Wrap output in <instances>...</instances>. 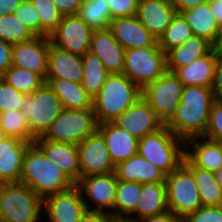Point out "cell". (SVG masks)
Returning a JSON list of instances; mask_svg holds the SVG:
<instances>
[{
  "mask_svg": "<svg viewBox=\"0 0 222 222\" xmlns=\"http://www.w3.org/2000/svg\"><path fill=\"white\" fill-rule=\"evenodd\" d=\"M137 222H180V220L171 211L167 210Z\"/></svg>",
  "mask_w": 222,
  "mask_h": 222,
  "instance_id": "cell-50",
  "label": "cell"
},
{
  "mask_svg": "<svg viewBox=\"0 0 222 222\" xmlns=\"http://www.w3.org/2000/svg\"><path fill=\"white\" fill-rule=\"evenodd\" d=\"M0 127L5 137L17 138L34 143L26 118L21 111L12 110L0 113Z\"/></svg>",
  "mask_w": 222,
  "mask_h": 222,
  "instance_id": "cell-37",
  "label": "cell"
},
{
  "mask_svg": "<svg viewBox=\"0 0 222 222\" xmlns=\"http://www.w3.org/2000/svg\"><path fill=\"white\" fill-rule=\"evenodd\" d=\"M93 108L63 109L42 136L44 140L79 144L97 130Z\"/></svg>",
  "mask_w": 222,
  "mask_h": 222,
  "instance_id": "cell-7",
  "label": "cell"
},
{
  "mask_svg": "<svg viewBox=\"0 0 222 222\" xmlns=\"http://www.w3.org/2000/svg\"><path fill=\"white\" fill-rule=\"evenodd\" d=\"M165 184L168 210L179 220L202 206L193 174L183 164L166 175Z\"/></svg>",
  "mask_w": 222,
  "mask_h": 222,
  "instance_id": "cell-8",
  "label": "cell"
},
{
  "mask_svg": "<svg viewBox=\"0 0 222 222\" xmlns=\"http://www.w3.org/2000/svg\"><path fill=\"white\" fill-rule=\"evenodd\" d=\"M215 176L216 180L218 181L219 185L222 188V167L217 172H215Z\"/></svg>",
  "mask_w": 222,
  "mask_h": 222,
  "instance_id": "cell-54",
  "label": "cell"
},
{
  "mask_svg": "<svg viewBox=\"0 0 222 222\" xmlns=\"http://www.w3.org/2000/svg\"><path fill=\"white\" fill-rule=\"evenodd\" d=\"M79 222H116L109 214L86 210Z\"/></svg>",
  "mask_w": 222,
  "mask_h": 222,
  "instance_id": "cell-48",
  "label": "cell"
},
{
  "mask_svg": "<svg viewBox=\"0 0 222 222\" xmlns=\"http://www.w3.org/2000/svg\"><path fill=\"white\" fill-rule=\"evenodd\" d=\"M79 154L80 177L106 174L115 171L108 148L102 134L96 130L77 144Z\"/></svg>",
  "mask_w": 222,
  "mask_h": 222,
  "instance_id": "cell-14",
  "label": "cell"
},
{
  "mask_svg": "<svg viewBox=\"0 0 222 222\" xmlns=\"http://www.w3.org/2000/svg\"><path fill=\"white\" fill-rule=\"evenodd\" d=\"M180 13L191 27L194 36L204 38L210 43L213 42L219 23L208 1Z\"/></svg>",
  "mask_w": 222,
  "mask_h": 222,
  "instance_id": "cell-31",
  "label": "cell"
},
{
  "mask_svg": "<svg viewBox=\"0 0 222 222\" xmlns=\"http://www.w3.org/2000/svg\"><path fill=\"white\" fill-rule=\"evenodd\" d=\"M97 130L105 139L109 157L114 166L137 154L139 139L114 122L99 124Z\"/></svg>",
  "mask_w": 222,
  "mask_h": 222,
  "instance_id": "cell-20",
  "label": "cell"
},
{
  "mask_svg": "<svg viewBox=\"0 0 222 222\" xmlns=\"http://www.w3.org/2000/svg\"><path fill=\"white\" fill-rule=\"evenodd\" d=\"M33 37L35 35L32 31L22 24L13 13L0 16V39L2 41L14 45Z\"/></svg>",
  "mask_w": 222,
  "mask_h": 222,
  "instance_id": "cell-38",
  "label": "cell"
},
{
  "mask_svg": "<svg viewBox=\"0 0 222 222\" xmlns=\"http://www.w3.org/2000/svg\"><path fill=\"white\" fill-rule=\"evenodd\" d=\"M19 183L31 187L42 199L74 185L35 143H31L24 154Z\"/></svg>",
  "mask_w": 222,
  "mask_h": 222,
  "instance_id": "cell-2",
  "label": "cell"
},
{
  "mask_svg": "<svg viewBox=\"0 0 222 222\" xmlns=\"http://www.w3.org/2000/svg\"><path fill=\"white\" fill-rule=\"evenodd\" d=\"M183 165L193 174L202 206L222 205V188L215 173L194 166L186 157Z\"/></svg>",
  "mask_w": 222,
  "mask_h": 222,
  "instance_id": "cell-30",
  "label": "cell"
},
{
  "mask_svg": "<svg viewBox=\"0 0 222 222\" xmlns=\"http://www.w3.org/2000/svg\"><path fill=\"white\" fill-rule=\"evenodd\" d=\"M113 122L138 139L165 125L142 96Z\"/></svg>",
  "mask_w": 222,
  "mask_h": 222,
  "instance_id": "cell-15",
  "label": "cell"
},
{
  "mask_svg": "<svg viewBox=\"0 0 222 222\" xmlns=\"http://www.w3.org/2000/svg\"><path fill=\"white\" fill-rule=\"evenodd\" d=\"M13 14L16 18L28 27L35 36H41V21L38 10L30 0H22L19 7Z\"/></svg>",
  "mask_w": 222,
  "mask_h": 222,
  "instance_id": "cell-40",
  "label": "cell"
},
{
  "mask_svg": "<svg viewBox=\"0 0 222 222\" xmlns=\"http://www.w3.org/2000/svg\"><path fill=\"white\" fill-rule=\"evenodd\" d=\"M0 78L24 94H32L45 83L39 74L15 66H11Z\"/></svg>",
  "mask_w": 222,
  "mask_h": 222,
  "instance_id": "cell-36",
  "label": "cell"
},
{
  "mask_svg": "<svg viewBox=\"0 0 222 222\" xmlns=\"http://www.w3.org/2000/svg\"><path fill=\"white\" fill-rule=\"evenodd\" d=\"M193 36L191 27L181 13L176 12L168 27L157 40L158 46L167 53L172 48L182 45Z\"/></svg>",
  "mask_w": 222,
  "mask_h": 222,
  "instance_id": "cell-35",
  "label": "cell"
},
{
  "mask_svg": "<svg viewBox=\"0 0 222 222\" xmlns=\"http://www.w3.org/2000/svg\"><path fill=\"white\" fill-rule=\"evenodd\" d=\"M82 64L84 73L81 85L94 98L110 73L106 70L102 61L91 52L82 56Z\"/></svg>",
  "mask_w": 222,
  "mask_h": 222,
  "instance_id": "cell-33",
  "label": "cell"
},
{
  "mask_svg": "<svg viewBox=\"0 0 222 222\" xmlns=\"http://www.w3.org/2000/svg\"><path fill=\"white\" fill-rule=\"evenodd\" d=\"M211 50L209 41L193 35L182 45L172 48L166 53V70L173 72L175 69L191 64L196 59L207 55Z\"/></svg>",
  "mask_w": 222,
  "mask_h": 222,
  "instance_id": "cell-29",
  "label": "cell"
},
{
  "mask_svg": "<svg viewBox=\"0 0 222 222\" xmlns=\"http://www.w3.org/2000/svg\"><path fill=\"white\" fill-rule=\"evenodd\" d=\"M216 65V53L211 50L207 55L173 72L184 86L212 87Z\"/></svg>",
  "mask_w": 222,
  "mask_h": 222,
  "instance_id": "cell-27",
  "label": "cell"
},
{
  "mask_svg": "<svg viewBox=\"0 0 222 222\" xmlns=\"http://www.w3.org/2000/svg\"><path fill=\"white\" fill-rule=\"evenodd\" d=\"M22 0H0V16H5L16 11Z\"/></svg>",
  "mask_w": 222,
  "mask_h": 222,
  "instance_id": "cell-51",
  "label": "cell"
},
{
  "mask_svg": "<svg viewBox=\"0 0 222 222\" xmlns=\"http://www.w3.org/2000/svg\"><path fill=\"white\" fill-rule=\"evenodd\" d=\"M96 55L110 73H123L125 49L113 37L109 29L94 30L90 51Z\"/></svg>",
  "mask_w": 222,
  "mask_h": 222,
  "instance_id": "cell-22",
  "label": "cell"
},
{
  "mask_svg": "<svg viewBox=\"0 0 222 222\" xmlns=\"http://www.w3.org/2000/svg\"><path fill=\"white\" fill-rule=\"evenodd\" d=\"M135 212L125 222H137L168 210L165 182L143 183Z\"/></svg>",
  "mask_w": 222,
  "mask_h": 222,
  "instance_id": "cell-25",
  "label": "cell"
},
{
  "mask_svg": "<svg viewBox=\"0 0 222 222\" xmlns=\"http://www.w3.org/2000/svg\"><path fill=\"white\" fill-rule=\"evenodd\" d=\"M137 153L169 175L183 164L185 140L178 138L164 125L139 139Z\"/></svg>",
  "mask_w": 222,
  "mask_h": 222,
  "instance_id": "cell-4",
  "label": "cell"
},
{
  "mask_svg": "<svg viewBox=\"0 0 222 222\" xmlns=\"http://www.w3.org/2000/svg\"><path fill=\"white\" fill-rule=\"evenodd\" d=\"M166 71V53L159 46L125 50L123 74L141 89Z\"/></svg>",
  "mask_w": 222,
  "mask_h": 222,
  "instance_id": "cell-9",
  "label": "cell"
},
{
  "mask_svg": "<svg viewBox=\"0 0 222 222\" xmlns=\"http://www.w3.org/2000/svg\"><path fill=\"white\" fill-rule=\"evenodd\" d=\"M44 82L58 96L64 109L85 110L93 108V98L82 87L81 83L65 79H44Z\"/></svg>",
  "mask_w": 222,
  "mask_h": 222,
  "instance_id": "cell-28",
  "label": "cell"
},
{
  "mask_svg": "<svg viewBox=\"0 0 222 222\" xmlns=\"http://www.w3.org/2000/svg\"><path fill=\"white\" fill-rule=\"evenodd\" d=\"M211 48L216 54H222V23L219 24Z\"/></svg>",
  "mask_w": 222,
  "mask_h": 222,
  "instance_id": "cell-52",
  "label": "cell"
},
{
  "mask_svg": "<svg viewBox=\"0 0 222 222\" xmlns=\"http://www.w3.org/2000/svg\"><path fill=\"white\" fill-rule=\"evenodd\" d=\"M185 157L194 166L215 173L222 167V143L192 137L185 140Z\"/></svg>",
  "mask_w": 222,
  "mask_h": 222,
  "instance_id": "cell-24",
  "label": "cell"
},
{
  "mask_svg": "<svg viewBox=\"0 0 222 222\" xmlns=\"http://www.w3.org/2000/svg\"><path fill=\"white\" fill-rule=\"evenodd\" d=\"M77 15L93 30L108 29L112 20L107 0H84Z\"/></svg>",
  "mask_w": 222,
  "mask_h": 222,
  "instance_id": "cell-34",
  "label": "cell"
},
{
  "mask_svg": "<svg viewBox=\"0 0 222 222\" xmlns=\"http://www.w3.org/2000/svg\"><path fill=\"white\" fill-rule=\"evenodd\" d=\"M183 88L174 72L166 70L157 80L142 88V97L166 124L180 103Z\"/></svg>",
  "mask_w": 222,
  "mask_h": 222,
  "instance_id": "cell-10",
  "label": "cell"
},
{
  "mask_svg": "<svg viewBox=\"0 0 222 222\" xmlns=\"http://www.w3.org/2000/svg\"><path fill=\"white\" fill-rule=\"evenodd\" d=\"M142 184L139 182L117 181L114 220L125 222L136 210Z\"/></svg>",
  "mask_w": 222,
  "mask_h": 222,
  "instance_id": "cell-32",
  "label": "cell"
},
{
  "mask_svg": "<svg viewBox=\"0 0 222 222\" xmlns=\"http://www.w3.org/2000/svg\"><path fill=\"white\" fill-rule=\"evenodd\" d=\"M142 96V89L123 73L109 74L93 98L97 124L113 122Z\"/></svg>",
  "mask_w": 222,
  "mask_h": 222,
  "instance_id": "cell-3",
  "label": "cell"
},
{
  "mask_svg": "<svg viewBox=\"0 0 222 222\" xmlns=\"http://www.w3.org/2000/svg\"><path fill=\"white\" fill-rule=\"evenodd\" d=\"M5 137L1 127H0V140H2Z\"/></svg>",
  "mask_w": 222,
  "mask_h": 222,
  "instance_id": "cell-55",
  "label": "cell"
},
{
  "mask_svg": "<svg viewBox=\"0 0 222 222\" xmlns=\"http://www.w3.org/2000/svg\"><path fill=\"white\" fill-rule=\"evenodd\" d=\"M94 30L77 14L64 15L57 27L50 33L49 40L71 54L83 56L90 51Z\"/></svg>",
  "mask_w": 222,
  "mask_h": 222,
  "instance_id": "cell-12",
  "label": "cell"
},
{
  "mask_svg": "<svg viewBox=\"0 0 222 222\" xmlns=\"http://www.w3.org/2000/svg\"><path fill=\"white\" fill-rule=\"evenodd\" d=\"M108 29L125 50L158 46L157 39L136 16L112 19Z\"/></svg>",
  "mask_w": 222,
  "mask_h": 222,
  "instance_id": "cell-17",
  "label": "cell"
},
{
  "mask_svg": "<svg viewBox=\"0 0 222 222\" xmlns=\"http://www.w3.org/2000/svg\"><path fill=\"white\" fill-rule=\"evenodd\" d=\"M49 37L35 36L13 45L12 66L27 69L45 79L48 69Z\"/></svg>",
  "mask_w": 222,
  "mask_h": 222,
  "instance_id": "cell-16",
  "label": "cell"
},
{
  "mask_svg": "<svg viewBox=\"0 0 222 222\" xmlns=\"http://www.w3.org/2000/svg\"><path fill=\"white\" fill-rule=\"evenodd\" d=\"M38 10L41 21V36L49 37L62 19V14L57 10L52 0H30Z\"/></svg>",
  "mask_w": 222,
  "mask_h": 222,
  "instance_id": "cell-39",
  "label": "cell"
},
{
  "mask_svg": "<svg viewBox=\"0 0 222 222\" xmlns=\"http://www.w3.org/2000/svg\"><path fill=\"white\" fill-rule=\"evenodd\" d=\"M207 1L208 0H170L171 4L174 6L176 12L178 13L194 8Z\"/></svg>",
  "mask_w": 222,
  "mask_h": 222,
  "instance_id": "cell-49",
  "label": "cell"
},
{
  "mask_svg": "<svg viewBox=\"0 0 222 222\" xmlns=\"http://www.w3.org/2000/svg\"><path fill=\"white\" fill-rule=\"evenodd\" d=\"M209 5L216 20L219 24L222 23V0H208Z\"/></svg>",
  "mask_w": 222,
  "mask_h": 222,
  "instance_id": "cell-53",
  "label": "cell"
},
{
  "mask_svg": "<svg viewBox=\"0 0 222 222\" xmlns=\"http://www.w3.org/2000/svg\"><path fill=\"white\" fill-rule=\"evenodd\" d=\"M43 199L22 183L0 184V222H40ZM43 217V218H42Z\"/></svg>",
  "mask_w": 222,
  "mask_h": 222,
  "instance_id": "cell-5",
  "label": "cell"
},
{
  "mask_svg": "<svg viewBox=\"0 0 222 222\" xmlns=\"http://www.w3.org/2000/svg\"><path fill=\"white\" fill-rule=\"evenodd\" d=\"M215 101L211 87L184 86L180 103L165 125L183 140L204 136Z\"/></svg>",
  "mask_w": 222,
  "mask_h": 222,
  "instance_id": "cell-1",
  "label": "cell"
},
{
  "mask_svg": "<svg viewBox=\"0 0 222 222\" xmlns=\"http://www.w3.org/2000/svg\"><path fill=\"white\" fill-rule=\"evenodd\" d=\"M180 222H222V205L201 206L194 213L185 216Z\"/></svg>",
  "mask_w": 222,
  "mask_h": 222,
  "instance_id": "cell-43",
  "label": "cell"
},
{
  "mask_svg": "<svg viewBox=\"0 0 222 222\" xmlns=\"http://www.w3.org/2000/svg\"><path fill=\"white\" fill-rule=\"evenodd\" d=\"M13 45L0 39V77L12 66Z\"/></svg>",
  "mask_w": 222,
  "mask_h": 222,
  "instance_id": "cell-47",
  "label": "cell"
},
{
  "mask_svg": "<svg viewBox=\"0 0 222 222\" xmlns=\"http://www.w3.org/2000/svg\"><path fill=\"white\" fill-rule=\"evenodd\" d=\"M25 95L0 78V113L12 110L20 111Z\"/></svg>",
  "mask_w": 222,
  "mask_h": 222,
  "instance_id": "cell-41",
  "label": "cell"
},
{
  "mask_svg": "<svg viewBox=\"0 0 222 222\" xmlns=\"http://www.w3.org/2000/svg\"><path fill=\"white\" fill-rule=\"evenodd\" d=\"M211 89L215 99L222 101V54H216L214 80Z\"/></svg>",
  "mask_w": 222,
  "mask_h": 222,
  "instance_id": "cell-46",
  "label": "cell"
},
{
  "mask_svg": "<svg viewBox=\"0 0 222 222\" xmlns=\"http://www.w3.org/2000/svg\"><path fill=\"white\" fill-rule=\"evenodd\" d=\"M34 143L43 151L47 159L57 165L74 184L79 181L77 144L52 142L44 140L42 137L36 138Z\"/></svg>",
  "mask_w": 222,
  "mask_h": 222,
  "instance_id": "cell-18",
  "label": "cell"
},
{
  "mask_svg": "<svg viewBox=\"0 0 222 222\" xmlns=\"http://www.w3.org/2000/svg\"><path fill=\"white\" fill-rule=\"evenodd\" d=\"M115 174L118 180L128 182L154 183L165 182L166 175L151 162L138 153L115 166Z\"/></svg>",
  "mask_w": 222,
  "mask_h": 222,
  "instance_id": "cell-26",
  "label": "cell"
},
{
  "mask_svg": "<svg viewBox=\"0 0 222 222\" xmlns=\"http://www.w3.org/2000/svg\"><path fill=\"white\" fill-rule=\"evenodd\" d=\"M203 137L222 143V101L216 100L213 103L209 113L208 125Z\"/></svg>",
  "mask_w": 222,
  "mask_h": 222,
  "instance_id": "cell-42",
  "label": "cell"
},
{
  "mask_svg": "<svg viewBox=\"0 0 222 222\" xmlns=\"http://www.w3.org/2000/svg\"><path fill=\"white\" fill-rule=\"evenodd\" d=\"M62 103L50 86L44 83L32 94H26L21 113L26 118L31 135L42 137L63 110Z\"/></svg>",
  "mask_w": 222,
  "mask_h": 222,
  "instance_id": "cell-6",
  "label": "cell"
},
{
  "mask_svg": "<svg viewBox=\"0 0 222 222\" xmlns=\"http://www.w3.org/2000/svg\"><path fill=\"white\" fill-rule=\"evenodd\" d=\"M30 144L13 137L0 140V184L19 183L24 154Z\"/></svg>",
  "mask_w": 222,
  "mask_h": 222,
  "instance_id": "cell-23",
  "label": "cell"
},
{
  "mask_svg": "<svg viewBox=\"0 0 222 222\" xmlns=\"http://www.w3.org/2000/svg\"><path fill=\"white\" fill-rule=\"evenodd\" d=\"M111 19L136 15L138 0H107Z\"/></svg>",
  "mask_w": 222,
  "mask_h": 222,
  "instance_id": "cell-44",
  "label": "cell"
},
{
  "mask_svg": "<svg viewBox=\"0 0 222 222\" xmlns=\"http://www.w3.org/2000/svg\"><path fill=\"white\" fill-rule=\"evenodd\" d=\"M57 10L64 15H76L84 0H52Z\"/></svg>",
  "mask_w": 222,
  "mask_h": 222,
  "instance_id": "cell-45",
  "label": "cell"
},
{
  "mask_svg": "<svg viewBox=\"0 0 222 222\" xmlns=\"http://www.w3.org/2000/svg\"><path fill=\"white\" fill-rule=\"evenodd\" d=\"M117 181L115 172L80 177L76 185L81 192L86 210L103 212L114 219Z\"/></svg>",
  "mask_w": 222,
  "mask_h": 222,
  "instance_id": "cell-11",
  "label": "cell"
},
{
  "mask_svg": "<svg viewBox=\"0 0 222 222\" xmlns=\"http://www.w3.org/2000/svg\"><path fill=\"white\" fill-rule=\"evenodd\" d=\"M83 73L82 56L71 54L49 40L48 69L45 79H65L81 83Z\"/></svg>",
  "mask_w": 222,
  "mask_h": 222,
  "instance_id": "cell-19",
  "label": "cell"
},
{
  "mask_svg": "<svg viewBox=\"0 0 222 222\" xmlns=\"http://www.w3.org/2000/svg\"><path fill=\"white\" fill-rule=\"evenodd\" d=\"M86 207L76 184L43 198L42 214L48 222H79Z\"/></svg>",
  "mask_w": 222,
  "mask_h": 222,
  "instance_id": "cell-13",
  "label": "cell"
},
{
  "mask_svg": "<svg viewBox=\"0 0 222 222\" xmlns=\"http://www.w3.org/2000/svg\"><path fill=\"white\" fill-rule=\"evenodd\" d=\"M175 14L170 0H138L135 16L158 40Z\"/></svg>",
  "mask_w": 222,
  "mask_h": 222,
  "instance_id": "cell-21",
  "label": "cell"
}]
</instances>
